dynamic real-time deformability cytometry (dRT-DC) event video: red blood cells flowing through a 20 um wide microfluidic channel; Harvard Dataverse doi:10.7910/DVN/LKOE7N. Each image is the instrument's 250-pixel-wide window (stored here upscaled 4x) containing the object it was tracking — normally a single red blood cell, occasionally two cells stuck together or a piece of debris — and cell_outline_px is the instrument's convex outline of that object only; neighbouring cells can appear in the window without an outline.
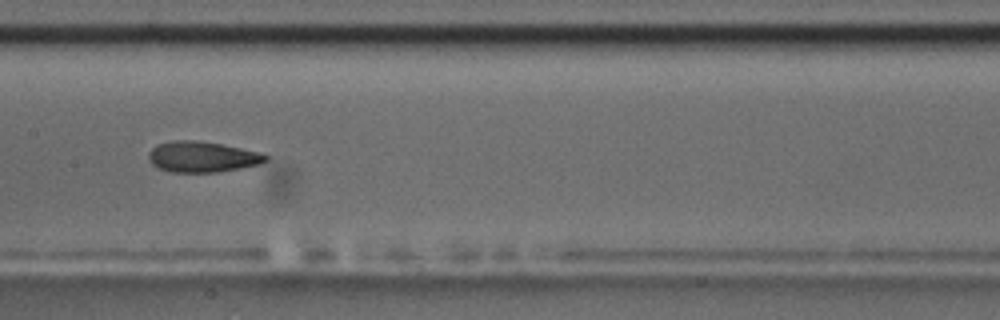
{"species": "common noctule bat (a hibernating species)", "species_latin": "Nyctalus noctula", "temperature_condition": "room temperature", "stored_images_in_passage": 14, "camera_frame_rate_fps": 3000, "um_per_image_px": 0.085, "animal": {"sex": "male", "body_mass_g": 17.5, "forearm_length_mm": 52.3}, "frame": {"image": 1, "passage_image": 7, "time_ms": 8.0, "image_size_px": [1000, 320], "cell_outline_px": [[268, 160], [260, 164], [240, 168], [216, 172], [168, 172], [156, 168], [148, 160], [148, 152], [156, 144], [172, 140], [196, 140], [220, 144], [264, 152], [268, 156]], "centroid_in_image_um": [17.17, 13.33], "position_along_channel_um": 190.2, "area_um2": 21.33}, "authors_computed_cell_mechanics": {"area_um2": 20.7502, "velocity_mm_per_s": 3.5953, "shape_relaxation_time_tau1_ms": null, "shape_relaxation_time_tau2_ms": 1.2531, "deformation_change_tau1": null, "deformation_change_tau2": 0.0684}}